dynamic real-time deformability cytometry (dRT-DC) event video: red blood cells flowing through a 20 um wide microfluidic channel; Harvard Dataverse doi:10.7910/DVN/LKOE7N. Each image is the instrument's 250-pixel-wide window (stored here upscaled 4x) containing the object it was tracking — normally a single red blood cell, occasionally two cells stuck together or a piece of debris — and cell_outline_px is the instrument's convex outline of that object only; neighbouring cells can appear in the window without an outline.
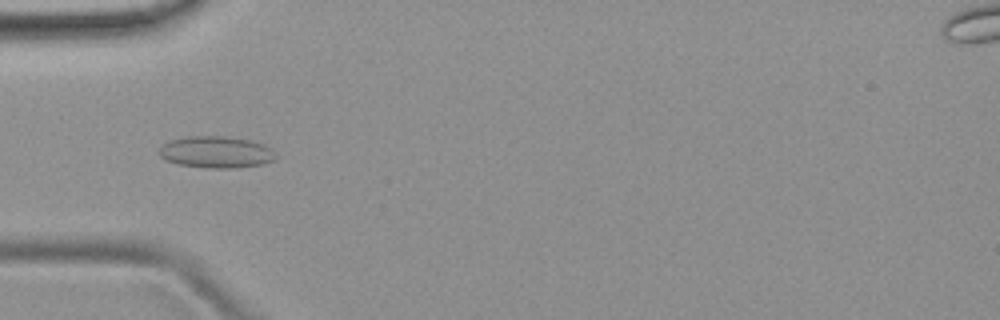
{"species": "common noctule bat (a hibernating species)", "species_latin": "Nyctalus noctula", "temperature_condition": "room temperature", "stored_images_in_passage": 39, "camera_frame_rate_fps": 3000, "um_per_image_px": 0.085, "animal": {"sex": "female", "body_mass_g": 19.9}, "frame": {"image": 1, "passage_image": 4, "time_ms": 1.0, "image_size_px": [1000, 320], "cell_outline_px": [[276, 160], [264, 164], [232, 168], [208, 168], [180, 164], [164, 160], [160, 156], [160, 148], [164, 144], [172, 140], [188, 136], [224, 136], [252, 140], [264, 144], [272, 148], [276, 152]], "centroid_in_image_um": [18.44, 12.93], "position_along_channel_um": 66.6, "area_um2": 21.68}}
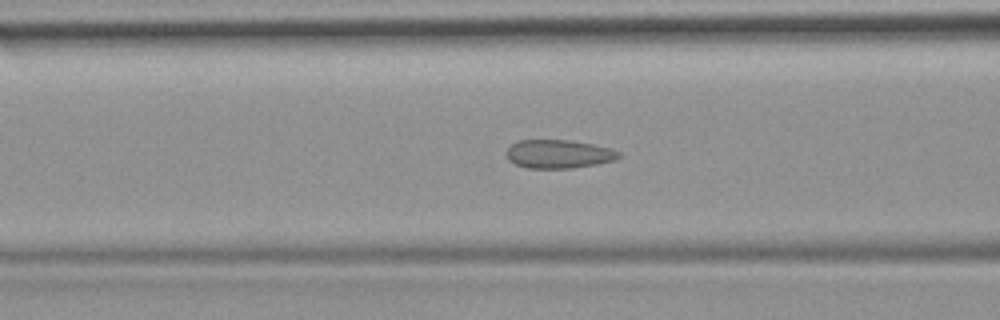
{"frame": {"image": 2, "passage_image": 8, "time_ms": 2.333, "image_size_px": [1000, 320], "cell_outline_px": [[624, 156], [616, 160], [596, 164], [572, 168], [528, 168], [516, 164], [508, 160], [508, 148], [516, 140], [568, 140], [592, 144], [612, 148], [620, 152]], "centroid_in_image_um": [47.54, 13.09], "position_along_channel_um": 119.1, "area_um2": 18.73}}
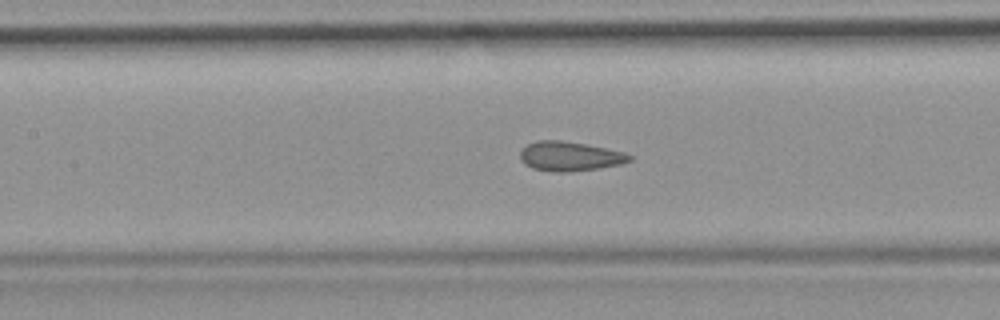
{"frame": {"image": 3, "passage_image": 11, "time_ms": 3.333, "image_size_px": [1000, 320], "cell_outline_px": [[632, 160], [624, 164], [600, 168], [568, 172], [556, 172], [532, 168], [524, 164], [520, 160], [520, 152], [528, 144], [536, 140], [560, 140], [584, 144], [624, 152], [632, 156]], "centroid_in_image_um": [48.44, 13.29], "position_along_channel_um": 159.0, "area_um2": 18.79}, "authors_computed_cell_mechanics": {"area_um2": 18.496, "velocity_mm_per_s": 3.9771, "shape_relaxation_time_tau1_ms": null, "shape_relaxation_time_tau2_ms": 1.3077, "deformation_change_tau1": null, "deformation_change_tau2": 0.0617}}